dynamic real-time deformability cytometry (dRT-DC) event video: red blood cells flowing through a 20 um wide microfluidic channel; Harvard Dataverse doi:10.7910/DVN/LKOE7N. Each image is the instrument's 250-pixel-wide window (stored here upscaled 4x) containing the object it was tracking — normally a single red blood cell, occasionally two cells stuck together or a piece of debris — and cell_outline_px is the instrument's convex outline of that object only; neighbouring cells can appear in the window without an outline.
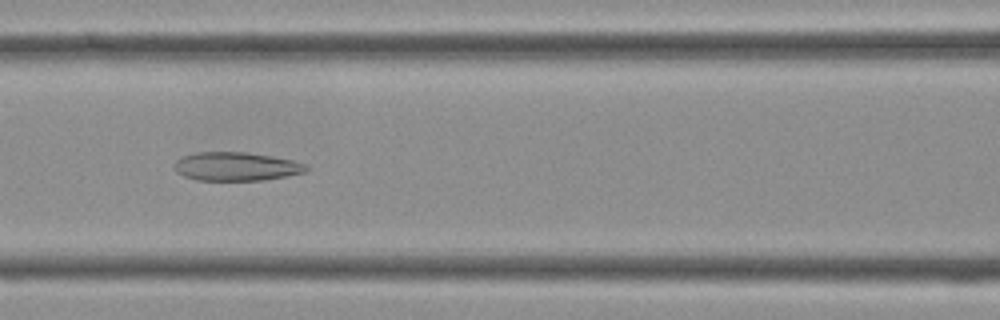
{"species": "Egyptian fruit bat (a non-hibernating species)", "species_latin": "Rousettus aegyptiacus", "temperature_condition": "cold", "stored_images_in_passage": 34, "camera_frame_rate_fps": 3000, "um_per_image_px": 0.085, "frame": {"image": 1, "passage_image": 16, "time_ms": 5.0, "image_size_px": [1000, 320], "cell_outline_px": [[308, 168], [304, 172], [264, 180], [196, 180], [184, 176], [176, 172], [176, 160], [184, 156], [196, 152], [248, 152], [272, 156], [292, 160], [308, 164]], "centroid_in_image_um": [20.09, 14.14], "position_along_channel_um": 146.5, "area_um2": 21.85}}
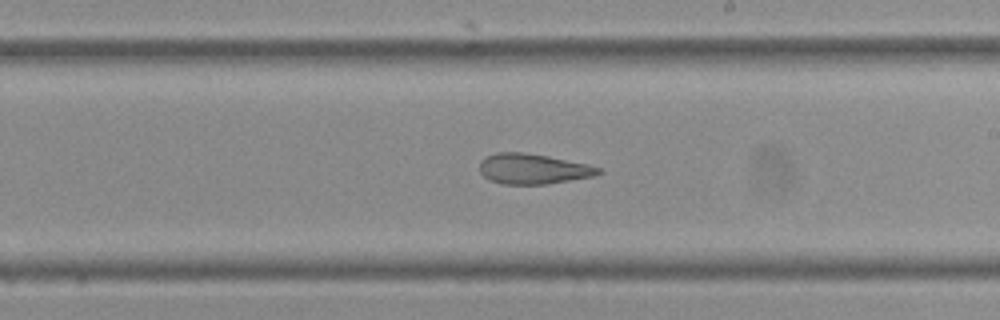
{"frame": {"image": 2, "passage_image": 22, "time_ms": 7.0, "image_size_px": [1000, 320], "cell_outline_px": [[604, 172], [592, 176], [548, 184], [504, 184], [488, 180], [480, 172], [480, 160], [484, 156], [496, 152], [524, 152], [548, 156], [588, 164], [600, 168]], "centroid_in_image_um": [45.27, 14.34], "position_along_channel_um": 243.7, "area_um2": 21.1}}
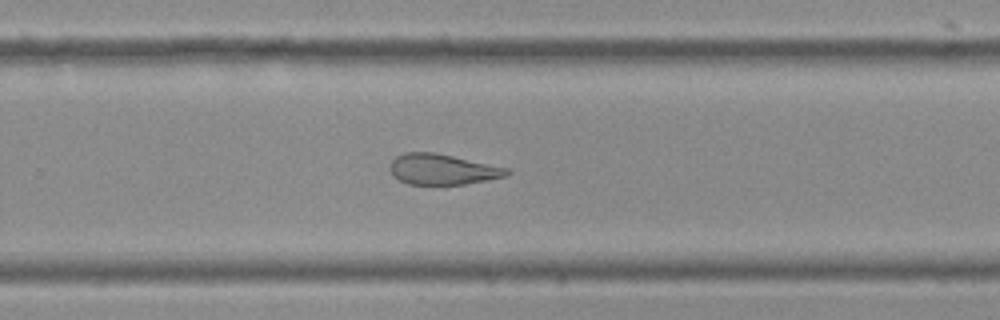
{"frame": {"image": 3, "passage_image": 25, "time_ms": 8.0, "image_size_px": [1000, 320], "cell_outline_px": [[512, 172], [508, 176], [464, 184], [408, 184], [392, 176], [388, 168], [392, 160], [396, 156], [404, 152], [432, 152], [512, 168]], "centroid_in_image_um": [37.63, 14.39], "position_along_channel_um": 292.2, "area_um2": 21.04}}